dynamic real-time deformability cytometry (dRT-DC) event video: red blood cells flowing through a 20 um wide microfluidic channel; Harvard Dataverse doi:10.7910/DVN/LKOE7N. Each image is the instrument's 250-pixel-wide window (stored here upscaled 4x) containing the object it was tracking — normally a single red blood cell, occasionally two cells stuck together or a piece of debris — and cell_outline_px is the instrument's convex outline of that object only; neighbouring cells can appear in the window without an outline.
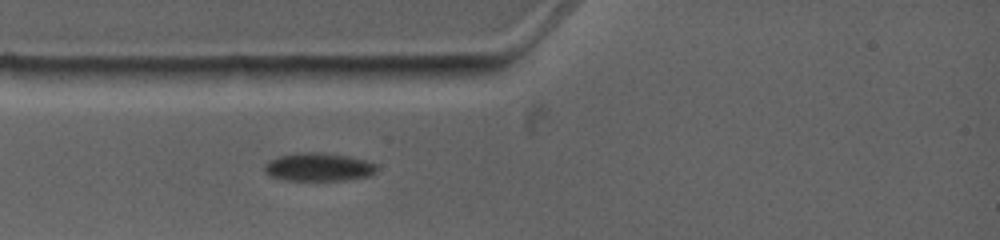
{"species": "common noctule bat (a hibernating species)", "species_latin": "Nyctalus noctula", "temperature_condition": "warm", "stored_images_in_passage": 1, "camera_frame_rate_fps": 4500, "um_per_image_px": 0.085, "animal": {"sex": "female", "body_mass_g": 19.0, "forearm_length_mm": 53.3}, "frame": {"image": 1, "passage_image": 1, "time_ms": 0.0, "image_size_px": [1000, 240], "cell_outline_px": [[376, 172], [368, 176], [344, 180], [284, 180], [268, 176], [264, 172], [264, 164], [268, 160], [276, 156], [296, 152], [324, 152], [348, 156], [368, 160], [376, 164]], "centroid_in_image_um": [27.02, 14.18], "position_along_channel_um": 58.0, "area_um2": 18.84}}